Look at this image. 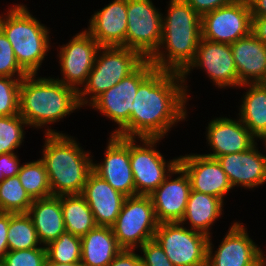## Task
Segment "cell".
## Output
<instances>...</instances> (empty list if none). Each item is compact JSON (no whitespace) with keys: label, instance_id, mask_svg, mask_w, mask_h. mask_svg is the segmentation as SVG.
I'll list each match as a JSON object with an SVG mask.
<instances>
[{"label":"cell","instance_id":"obj_1","mask_svg":"<svg viewBox=\"0 0 266 266\" xmlns=\"http://www.w3.org/2000/svg\"><path fill=\"white\" fill-rule=\"evenodd\" d=\"M188 101L182 73L155 68L140 83L128 128L119 137L164 139L188 117Z\"/></svg>","mask_w":266,"mask_h":266},{"label":"cell","instance_id":"obj_2","mask_svg":"<svg viewBox=\"0 0 266 266\" xmlns=\"http://www.w3.org/2000/svg\"><path fill=\"white\" fill-rule=\"evenodd\" d=\"M167 7L161 43L149 61L157 69L183 73L197 53L201 16L185 0H169Z\"/></svg>","mask_w":266,"mask_h":266},{"label":"cell","instance_id":"obj_3","mask_svg":"<svg viewBox=\"0 0 266 266\" xmlns=\"http://www.w3.org/2000/svg\"><path fill=\"white\" fill-rule=\"evenodd\" d=\"M78 109H82L78 90L56 78L28 74L21 80L19 115L29 127H48L44 130L45 134H62V131L50 129L48 125L59 122Z\"/></svg>","mask_w":266,"mask_h":266},{"label":"cell","instance_id":"obj_4","mask_svg":"<svg viewBox=\"0 0 266 266\" xmlns=\"http://www.w3.org/2000/svg\"><path fill=\"white\" fill-rule=\"evenodd\" d=\"M41 160L44 162L52 196L81 194L92 171L91 151L66 133L45 134Z\"/></svg>","mask_w":266,"mask_h":266},{"label":"cell","instance_id":"obj_5","mask_svg":"<svg viewBox=\"0 0 266 266\" xmlns=\"http://www.w3.org/2000/svg\"><path fill=\"white\" fill-rule=\"evenodd\" d=\"M0 15V29L12 45L15 58L27 74H38L50 52V29L24 4H13Z\"/></svg>","mask_w":266,"mask_h":266},{"label":"cell","instance_id":"obj_6","mask_svg":"<svg viewBox=\"0 0 266 266\" xmlns=\"http://www.w3.org/2000/svg\"><path fill=\"white\" fill-rule=\"evenodd\" d=\"M144 60L133 49L122 46L100 47L87 81L78 91L81 106H89L98 96L131 74Z\"/></svg>","mask_w":266,"mask_h":266},{"label":"cell","instance_id":"obj_7","mask_svg":"<svg viewBox=\"0 0 266 266\" xmlns=\"http://www.w3.org/2000/svg\"><path fill=\"white\" fill-rule=\"evenodd\" d=\"M158 224L151 197L136 195L125 198L111 227L122 249L137 250L146 241L154 239Z\"/></svg>","mask_w":266,"mask_h":266},{"label":"cell","instance_id":"obj_8","mask_svg":"<svg viewBox=\"0 0 266 266\" xmlns=\"http://www.w3.org/2000/svg\"><path fill=\"white\" fill-rule=\"evenodd\" d=\"M140 140L139 145L136 144ZM162 138H130V164L136 195L149 196L179 164V157L169 161L155 147Z\"/></svg>","mask_w":266,"mask_h":266},{"label":"cell","instance_id":"obj_9","mask_svg":"<svg viewBox=\"0 0 266 266\" xmlns=\"http://www.w3.org/2000/svg\"><path fill=\"white\" fill-rule=\"evenodd\" d=\"M155 69L149 59H145L131 74L98 96L90 105L118 127L110 135L120 136L127 128L132 103L140 83Z\"/></svg>","mask_w":266,"mask_h":266},{"label":"cell","instance_id":"obj_10","mask_svg":"<svg viewBox=\"0 0 266 266\" xmlns=\"http://www.w3.org/2000/svg\"><path fill=\"white\" fill-rule=\"evenodd\" d=\"M154 239L174 266H207L208 236L173 222L159 223Z\"/></svg>","mask_w":266,"mask_h":266},{"label":"cell","instance_id":"obj_11","mask_svg":"<svg viewBox=\"0 0 266 266\" xmlns=\"http://www.w3.org/2000/svg\"><path fill=\"white\" fill-rule=\"evenodd\" d=\"M162 15L152 0H127L126 48L149 59L161 43Z\"/></svg>","mask_w":266,"mask_h":266},{"label":"cell","instance_id":"obj_12","mask_svg":"<svg viewBox=\"0 0 266 266\" xmlns=\"http://www.w3.org/2000/svg\"><path fill=\"white\" fill-rule=\"evenodd\" d=\"M201 69L215 87L221 89L238 88L241 84L238 81L237 69L230 44L212 42L201 38L197 47L194 61L182 73L184 89L188 100L190 91L187 78L193 69ZM212 80V81H211Z\"/></svg>","mask_w":266,"mask_h":266},{"label":"cell","instance_id":"obj_13","mask_svg":"<svg viewBox=\"0 0 266 266\" xmlns=\"http://www.w3.org/2000/svg\"><path fill=\"white\" fill-rule=\"evenodd\" d=\"M252 32L248 0H235L201 16V38L232 44Z\"/></svg>","mask_w":266,"mask_h":266},{"label":"cell","instance_id":"obj_14","mask_svg":"<svg viewBox=\"0 0 266 266\" xmlns=\"http://www.w3.org/2000/svg\"><path fill=\"white\" fill-rule=\"evenodd\" d=\"M100 47L85 29L74 35L68 43L58 47L57 60L62 78L56 79L79 91L87 81Z\"/></svg>","mask_w":266,"mask_h":266},{"label":"cell","instance_id":"obj_15","mask_svg":"<svg viewBox=\"0 0 266 266\" xmlns=\"http://www.w3.org/2000/svg\"><path fill=\"white\" fill-rule=\"evenodd\" d=\"M247 228L233 221L218 248L208 240L207 266H261L262 249L249 237Z\"/></svg>","mask_w":266,"mask_h":266},{"label":"cell","instance_id":"obj_16","mask_svg":"<svg viewBox=\"0 0 266 266\" xmlns=\"http://www.w3.org/2000/svg\"><path fill=\"white\" fill-rule=\"evenodd\" d=\"M92 170L124 196H136L130 164V138L109 135L104 160L93 161Z\"/></svg>","mask_w":266,"mask_h":266},{"label":"cell","instance_id":"obj_17","mask_svg":"<svg viewBox=\"0 0 266 266\" xmlns=\"http://www.w3.org/2000/svg\"><path fill=\"white\" fill-rule=\"evenodd\" d=\"M173 176L175 178H171ZM190 191L189 176L178 164L158 188L149 195L158 223L180 222L185 215Z\"/></svg>","mask_w":266,"mask_h":266},{"label":"cell","instance_id":"obj_18","mask_svg":"<svg viewBox=\"0 0 266 266\" xmlns=\"http://www.w3.org/2000/svg\"><path fill=\"white\" fill-rule=\"evenodd\" d=\"M179 165L189 176L191 190L213 195L224 201L225 195L233 189L217 159L191 153L180 155Z\"/></svg>","mask_w":266,"mask_h":266},{"label":"cell","instance_id":"obj_19","mask_svg":"<svg viewBox=\"0 0 266 266\" xmlns=\"http://www.w3.org/2000/svg\"><path fill=\"white\" fill-rule=\"evenodd\" d=\"M237 118L231 119L221 116L211 119L205 134L206 143L212 152L203 155L216 159L226 154L246 151L257 142L249 129L239 117Z\"/></svg>","mask_w":266,"mask_h":266},{"label":"cell","instance_id":"obj_20","mask_svg":"<svg viewBox=\"0 0 266 266\" xmlns=\"http://www.w3.org/2000/svg\"><path fill=\"white\" fill-rule=\"evenodd\" d=\"M257 145L256 142L246 151L216 158L233 188L253 189L266 183V155Z\"/></svg>","mask_w":266,"mask_h":266},{"label":"cell","instance_id":"obj_21","mask_svg":"<svg viewBox=\"0 0 266 266\" xmlns=\"http://www.w3.org/2000/svg\"><path fill=\"white\" fill-rule=\"evenodd\" d=\"M85 29L101 47H126L127 0H113L95 11Z\"/></svg>","mask_w":266,"mask_h":266},{"label":"cell","instance_id":"obj_22","mask_svg":"<svg viewBox=\"0 0 266 266\" xmlns=\"http://www.w3.org/2000/svg\"><path fill=\"white\" fill-rule=\"evenodd\" d=\"M81 195L89 205L97 226H112L126 196L115 190L93 170L89 173Z\"/></svg>","mask_w":266,"mask_h":266},{"label":"cell","instance_id":"obj_23","mask_svg":"<svg viewBox=\"0 0 266 266\" xmlns=\"http://www.w3.org/2000/svg\"><path fill=\"white\" fill-rule=\"evenodd\" d=\"M241 85L266 79V46L251 32L230 45Z\"/></svg>","mask_w":266,"mask_h":266},{"label":"cell","instance_id":"obj_24","mask_svg":"<svg viewBox=\"0 0 266 266\" xmlns=\"http://www.w3.org/2000/svg\"><path fill=\"white\" fill-rule=\"evenodd\" d=\"M43 246L66 231L61 208V195L33 200L27 212Z\"/></svg>","mask_w":266,"mask_h":266},{"label":"cell","instance_id":"obj_25","mask_svg":"<svg viewBox=\"0 0 266 266\" xmlns=\"http://www.w3.org/2000/svg\"><path fill=\"white\" fill-rule=\"evenodd\" d=\"M224 203L222 199L213 195L191 190L185 215L180 223L188 224L187 228L210 237V227L223 215Z\"/></svg>","mask_w":266,"mask_h":266},{"label":"cell","instance_id":"obj_26","mask_svg":"<svg viewBox=\"0 0 266 266\" xmlns=\"http://www.w3.org/2000/svg\"><path fill=\"white\" fill-rule=\"evenodd\" d=\"M121 250L110 226H96L81 237L84 266H107Z\"/></svg>","mask_w":266,"mask_h":266},{"label":"cell","instance_id":"obj_27","mask_svg":"<svg viewBox=\"0 0 266 266\" xmlns=\"http://www.w3.org/2000/svg\"><path fill=\"white\" fill-rule=\"evenodd\" d=\"M247 92L241 99L237 114L250 133L258 140L266 133V85L264 83L243 84ZM247 87V88H246Z\"/></svg>","mask_w":266,"mask_h":266},{"label":"cell","instance_id":"obj_28","mask_svg":"<svg viewBox=\"0 0 266 266\" xmlns=\"http://www.w3.org/2000/svg\"><path fill=\"white\" fill-rule=\"evenodd\" d=\"M66 232L83 237L97 225L93 213L81 194L61 195Z\"/></svg>","mask_w":266,"mask_h":266},{"label":"cell","instance_id":"obj_29","mask_svg":"<svg viewBox=\"0 0 266 266\" xmlns=\"http://www.w3.org/2000/svg\"><path fill=\"white\" fill-rule=\"evenodd\" d=\"M8 251L41 247L36 229L28 213H9Z\"/></svg>","mask_w":266,"mask_h":266},{"label":"cell","instance_id":"obj_30","mask_svg":"<svg viewBox=\"0 0 266 266\" xmlns=\"http://www.w3.org/2000/svg\"><path fill=\"white\" fill-rule=\"evenodd\" d=\"M17 176L32 200L52 196L48 173L40 158L22 164Z\"/></svg>","mask_w":266,"mask_h":266},{"label":"cell","instance_id":"obj_31","mask_svg":"<svg viewBox=\"0 0 266 266\" xmlns=\"http://www.w3.org/2000/svg\"><path fill=\"white\" fill-rule=\"evenodd\" d=\"M32 202L18 176L0 181V212L27 213Z\"/></svg>","mask_w":266,"mask_h":266},{"label":"cell","instance_id":"obj_32","mask_svg":"<svg viewBox=\"0 0 266 266\" xmlns=\"http://www.w3.org/2000/svg\"><path fill=\"white\" fill-rule=\"evenodd\" d=\"M27 122L19 115L0 116V155L16 153L24 142Z\"/></svg>","mask_w":266,"mask_h":266},{"label":"cell","instance_id":"obj_33","mask_svg":"<svg viewBox=\"0 0 266 266\" xmlns=\"http://www.w3.org/2000/svg\"><path fill=\"white\" fill-rule=\"evenodd\" d=\"M47 258L57 263L81 261V237L63 232L46 246Z\"/></svg>","mask_w":266,"mask_h":266},{"label":"cell","instance_id":"obj_34","mask_svg":"<svg viewBox=\"0 0 266 266\" xmlns=\"http://www.w3.org/2000/svg\"><path fill=\"white\" fill-rule=\"evenodd\" d=\"M22 79L0 76V116L19 114L20 84Z\"/></svg>","mask_w":266,"mask_h":266},{"label":"cell","instance_id":"obj_35","mask_svg":"<svg viewBox=\"0 0 266 266\" xmlns=\"http://www.w3.org/2000/svg\"><path fill=\"white\" fill-rule=\"evenodd\" d=\"M46 246L27 250L8 251L2 262L5 266H44Z\"/></svg>","mask_w":266,"mask_h":266},{"label":"cell","instance_id":"obj_36","mask_svg":"<svg viewBox=\"0 0 266 266\" xmlns=\"http://www.w3.org/2000/svg\"><path fill=\"white\" fill-rule=\"evenodd\" d=\"M27 75L18 64L12 45L0 29V76L24 78Z\"/></svg>","mask_w":266,"mask_h":266},{"label":"cell","instance_id":"obj_37","mask_svg":"<svg viewBox=\"0 0 266 266\" xmlns=\"http://www.w3.org/2000/svg\"><path fill=\"white\" fill-rule=\"evenodd\" d=\"M142 266H174L155 240L146 241L140 248Z\"/></svg>","mask_w":266,"mask_h":266},{"label":"cell","instance_id":"obj_38","mask_svg":"<svg viewBox=\"0 0 266 266\" xmlns=\"http://www.w3.org/2000/svg\"><path fill=\"white\" fill-rule=\"evenodd\" d=\"M16 153H6L0 155V172L3 179L7 177H15L18 175L21 163Z\"/></svg>","mask_w":266,"mask_h":266},{"label":"cell","instance_id":"obj_39","mask_svg":"<svg viewBox=\"0 0 266 266\" xmlns=\"http://www.w3.org/2000/svg\"><path fill=\"white\" fill-rule=\"evenodd\" d=\"M200 16L217 8L229 5L235 0H185Z\"/></svg>","mask_w":266,"mask_h":266},{"label":"cell","instance_id":"obj_40","mask_svg":"<svg viewBox=\"0 0 266 266\" xmlns=\"http://www.w3.org/2000/svg\"><path fill=\"white\" fill-rule=\"evenodd\" d=\"M107 266H142V261L135 250L122 249Z\"/></svg>","mask_w":266,"mask_h":266},{"label":"cell","instance_id":"obj_41","mask_svg":"<svg viewBox=\"0 0 266 266\" xmlns=\"http://www.w3.org/2000/svg\"><path fill=\"white\" fill-rule=\"evenodd\" d=\"M9 228V213L0 212V261L8 252L7 233Z\"/></svg>","mask_w":266,"mask_h":266},{"label":"cell","instance_id":"obj_42","mask_svg":"<svg viewBox=\"0 0 266 266\" xmlns=\"http://www.w3.org/2000/svg\"><path fill=\"white\" fill-rule=\"evenodd\" d=\"M252 33L266 46V17H252Z\"/></svg>","mask_w":266,"mask_h":266},{"label":"cell","instance_id":"obj_43","mask_svg":"<svg viewBox=\"0 0 266 266\" xmlns=\"http://www.w3.org/2000/svg\"><path fill=\"white\" fill-rule=\"evenodd\" d=\"M252 17H266V0H248Z\"/></svg>","mask_w":266,"mask_h":266},{"label":"cell","instance_id":"obj_44","mask_svg":"<svg viewBox=\"0 0 266 266\" xmlns=\"http://www.w3.org/2000/svg\"><path fill=\"white\" fill-rule=\"evenodd\" d=\"M44 266H84V265L81 263V261L73 263H57L54 261H50L48 258H46Z\"/></svg>","mask_w":266,"mask_h":266},{"label":"cell","instance_id":"obj_45","mask_svg":"<svg viewBox=\"0 0 266 266\" xmlns=\"http://www.w3.org/2000/svg\"><path fill=\"white\" fill-rule=\"evenodd\" d=\"M261 266H266V256L263 251L261 253Z\"/></svg>","mask_w":266,"mask_h":266},{"label":"cell","instance_id":"obj_46","mask_svg":"<svg viewBox=\"0 0 266 266\" xmlns=\"http://www.w3.org/2000/svg\"><path fill=\"white\" fill-rule=\"evenodd\" d=\"M259 140L263 141V143L265 144V145H263V146L265 147V150H266V133H264V134L259 138ZM265 152H266V151H265Z\"/></svg>","mask_w":266,"mask_h":266},{"label":"cell","instance_id":"obj_47","mask_svg":"<svg viewBox=\"0 0 266 266\" xmlns=\"http://www.w3.org/2000/svg\"><path fill=\"white\" fill-rule=\"evenodd\" d=\"M3 179V174L0 172V181Z\"/></svg>","mask_w":266,"mask_h":266},{"label":"cell","instance_id":"obj_48","mask_svg":"<svg viewBox=\"0 0 266 266\" xmlns=\"http://www.w3.org/2000/svg\"><path fill=\"white\" fill-rule=\"evenodd\" d=\"M0 266H5L2 261H0Z\"/></svg>","mask_w":266,"mask_h":266}]
</instances>
